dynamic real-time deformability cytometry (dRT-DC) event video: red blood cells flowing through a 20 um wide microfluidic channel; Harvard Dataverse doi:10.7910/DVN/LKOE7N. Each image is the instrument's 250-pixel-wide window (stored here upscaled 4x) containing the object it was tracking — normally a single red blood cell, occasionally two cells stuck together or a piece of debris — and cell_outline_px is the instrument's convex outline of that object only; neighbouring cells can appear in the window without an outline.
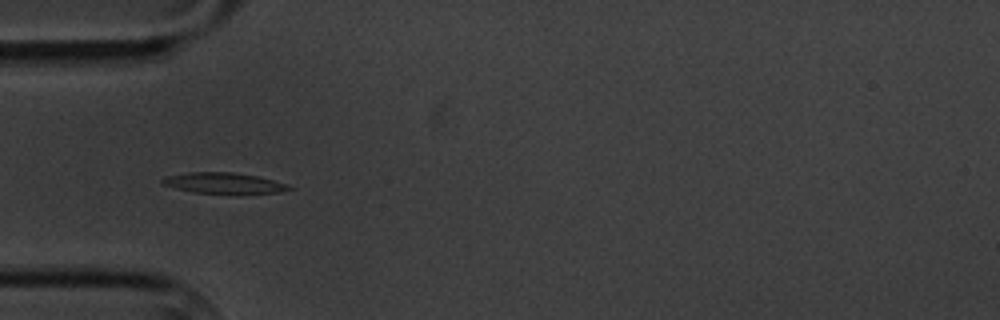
{"species": "common noctule bat (a hibernating species)", "species_latin": "Nyctalus noctula", "temperature_condition": "cold", "stored_images_in_passage": 10, "camera_frame_rate_fps": 3000, "um_per_image_px": 0.085, "animal": {"sex": "male", "body_mass_g": 20.1, "forearm_length_mm": 53.5}, "frame": {"image": 1, "passage_image": 5, "time_ms": 5.333, "image_size_px": [1000, 320], "cell_outline_px": [[292, 188], [280, 192], [192, 192], [160, 184], [160, 180], [168, 176], [188, 172], [232, 172], [260, 176], [284, 184]], "centroid_in_image_um": [18.92, 15.53], "position_along_channel_um": 66.1, "area_um2": 14.74}}
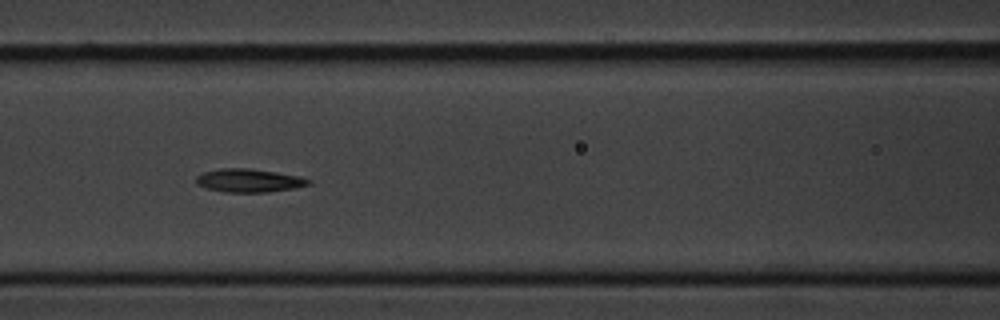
{"frame": {"image": 2, "passage_image": 7, "time_ms": 7.667, "image_size_px": [1000, 320], "cell_outline_px": [[312, 184], [292, 188], [268, 192], [224, 192], [204, 188], [196, 184], [196, 176], [204, 172], [220, 168], [248, 168], [276, 172], [300, 176], [312, 180]], "centroid_in_image_um": [21.15, 15.34], "position_along_channel_um": 145.5, "area_um2": 15.37}}
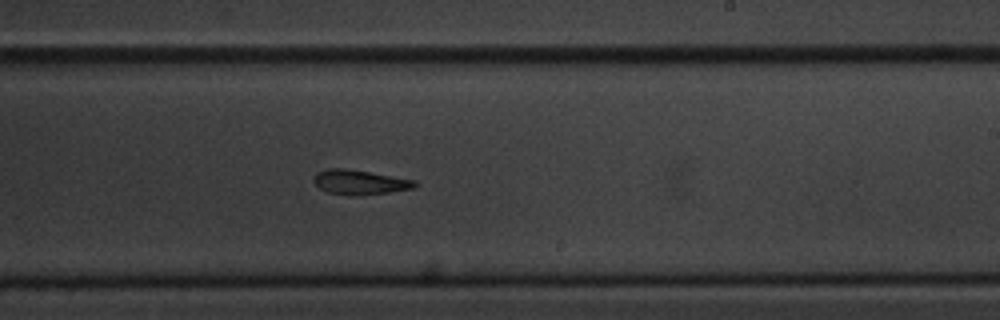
{"frame": {"image": 3, "passage_image": 10, "time_ms": 11.0, "image_size_px": [1000, 320], "cell_outline_px": [[420, 184], [412, 188], [388, 192], [360, 196], [348, 196], [328, 192], [320, 188], [312, 180], [316, 172], [328, 168], [348, 168], [416, 180]], "centroid_in_image_um": [30.57, 15.48], "position_along_channel_um": 258.4, "area_um2": 14.74}}